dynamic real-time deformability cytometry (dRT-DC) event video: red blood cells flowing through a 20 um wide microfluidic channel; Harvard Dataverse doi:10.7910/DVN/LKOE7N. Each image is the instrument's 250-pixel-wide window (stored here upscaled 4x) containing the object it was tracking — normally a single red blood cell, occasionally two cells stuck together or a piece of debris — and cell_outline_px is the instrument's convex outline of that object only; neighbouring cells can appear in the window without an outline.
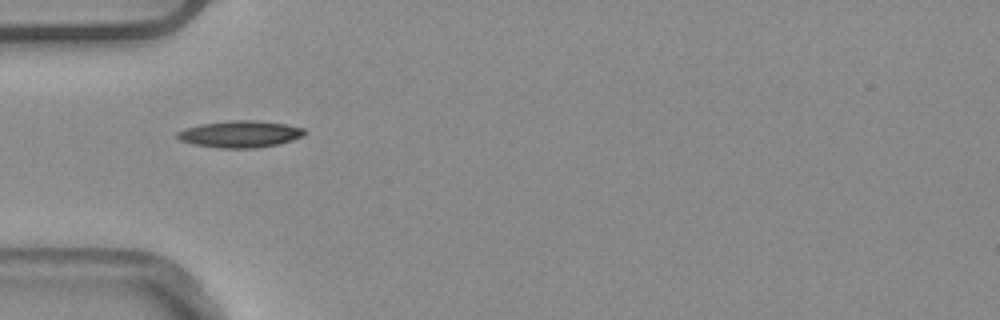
{"species": "common noctule bat (a hibernating species)", "species_latin": "Nyctalus noctula", "temperature_condition": "warm", "stored_images_in_passage": 3, "camera_frame_rate_fps": 3000, "um_per_image_px": 0.085, "animal": {"sex": "male", "body_mass_g": 20.4}, "frame": {"image": 1, "passage_image": 1, "time_ms": 0.0, "image_size_px": [1000, 320], "cell_outline_px": [[304, 136], [292, 140], [276, 144], [256, 148], [220, 148], [192, 144], [180, 140], [176, 136], [176, 132], [184, 128], [200, 124], [232, 120], [256, 120], [284, 124], [304, 128]], "centroid_in_image_um": [20.37, 11.39], "position_along_channel_um": 64.6, "area_um2": 19.83}}
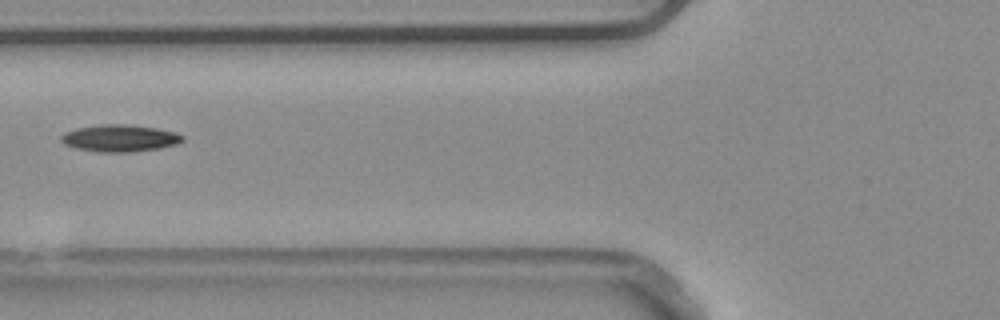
{"frame": {"image": 2, "passage_image": 2, "time_ms": 0.333, "image_size_px": [1000, 320], "cell_outline_px": [[184, 140], [176, 144], [160, 148], [128, 152], [100, 152], [76, 148], [64, 144], [60, 140], [60, 136], [64, 132], [76, 128], [100, 124], [128, 124], [156, 128], [176, 132], [184, 136]], "centroid_in_image_um": [10.17, 11.74], "position_along_channel_um": 115.6, "area_um2": 19.19}}